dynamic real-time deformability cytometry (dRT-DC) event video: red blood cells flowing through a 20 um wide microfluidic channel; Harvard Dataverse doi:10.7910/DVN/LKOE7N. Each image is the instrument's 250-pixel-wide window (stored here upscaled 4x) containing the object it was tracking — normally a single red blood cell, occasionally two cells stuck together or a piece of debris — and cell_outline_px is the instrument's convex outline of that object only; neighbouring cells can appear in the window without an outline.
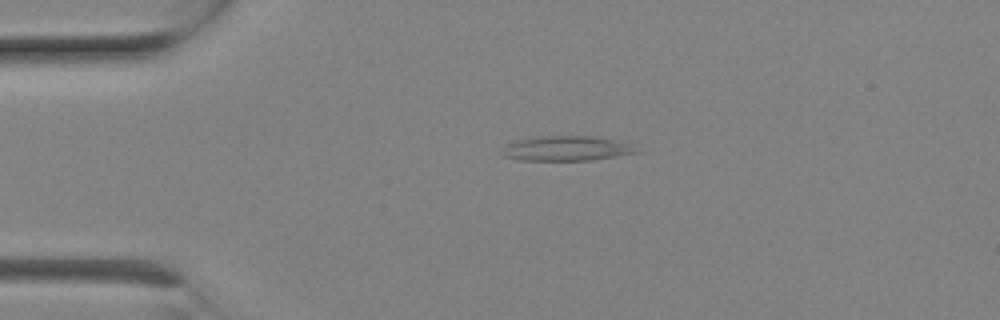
{"species": "Egyptian fruit bat (a non-hibernating species)", "species_latin": "Rousettus aegyptiacus", "temperature_condition": "room temperature", "stored_images_in_passage": 5, "camera_frame_rate_fps": 3000, "um_per_image_px": 0.085, "animal": {"sex": "female"}, "frame": {"image": 1, "passage_image": 1, "time_ms": 0.0, "image_size_px": [1000, 320], "cell_outline_px": [[644, 152], [592, 160], [520, 160], [504, 156], [500, 152], [504, 144], [516, 140], [540, 136], [596, 136], [616, 140], [628, 144]], "centroid_in_image_um": [48.15, 12.61], "position_along_channel_um": 36.9, "area_um2": 19.65}}
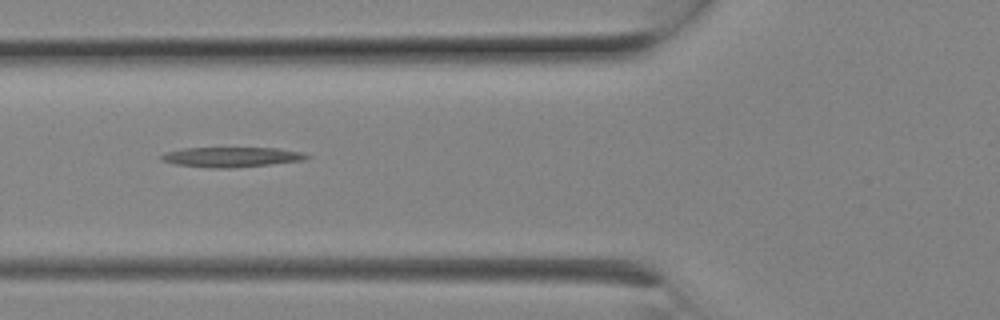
{"frame": {"image": 2, "passage_image": 4, "time_ms": 1.0, "image_size_px": [1000, 320], "cell_outline_px": [[312, 156], [304, 160], [272, 164], [228, 168], [212, 168], [176, 164], [160, 160], [160, 156], [164, 152], [184, 148], [276, 148], [300, 152]], "centroid_in_image_um": [19.65, 13.34], "position_along_channel_um": 106.2, "area_um2": 16.82}}
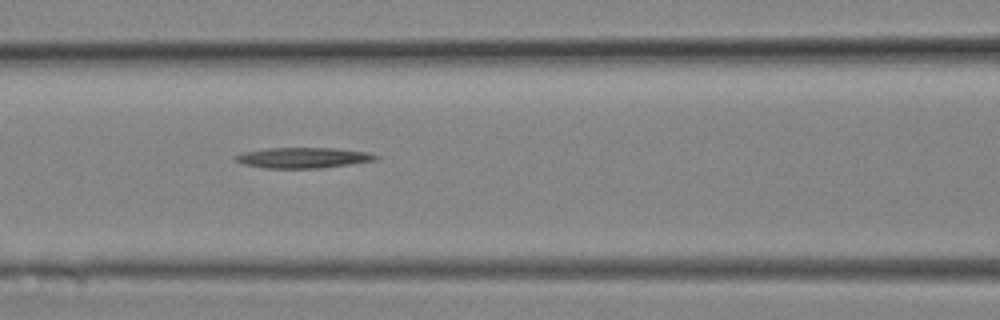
{"frame": {"image": 3, "passage_image": 5, "time_ms": 1.333, "image_size_px": [1000, 320], "cell_outline_px": [[380, 156], [376, 160], [320, 168], [264, 168], [244, 164], [232, 160], [232, 156], [244, 152], [268, 148], [336, 148], [368, 152]], "centroid_in_image_um": [25.72, 13.4], "position_along_channel_um": 140.9, "area_um2": 16.82}}